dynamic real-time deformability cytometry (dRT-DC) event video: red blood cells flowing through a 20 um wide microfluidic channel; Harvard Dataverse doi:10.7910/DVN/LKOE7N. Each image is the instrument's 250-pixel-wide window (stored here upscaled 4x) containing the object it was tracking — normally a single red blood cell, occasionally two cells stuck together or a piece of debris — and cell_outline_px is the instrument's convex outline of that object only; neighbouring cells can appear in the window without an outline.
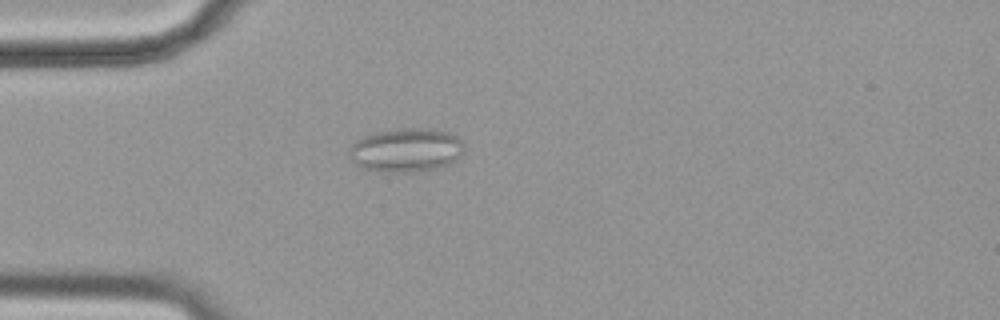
{"species": "common noctule bat (a hibernating species)", "species_latin": "Nyctalus noctula", "temperature_condition": "cold", "stored_images_in_passage": 51, "camera_frame_rate_fps": 3000, "um_per_image_px": 0.085, "animal": {"sex": "female", "body_mass_g": 19.9}, "frame": {"image": 1, "passage_image": 10, "time_ms": 3.0, "image_size_px": [1000, 320], "cell_outline_px": [[464, 152], [460, 156], [448, 164], [440, 168], [412, 172], [380, 172], [360, 168], [352, 160], [348, 152], [348, 148], [360, 136], [376, 132], [396, 128], [424, 128], [448, 132], [456, 136], [464, 144]], "centroid_in_image_um": [34.48, 12.76], "position_along_channel_um": 50.5, "area_um2": 29.77}}
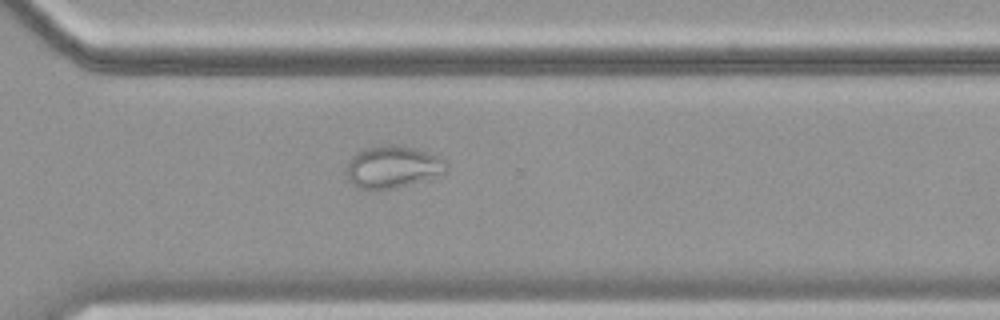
{"frame": {"image": 2, "passage_image": 35, "time_ms": 11.333, "image_size_px": [1000, 320], "cell_outline_px": [[448, 168], [444, 172], [396, 188], [376, 192], [356, 188], [348, 180], [344, 172], [344, 168], [348, 160], [356, 152], [364, 148], [388, 144], [392, 144], [412, 148], [440, 156], [448, 164]], "centroid_in_image_um": [33.26, 14.21], "position_along_channel_um": 337.3, "area_um2": 24.97}}
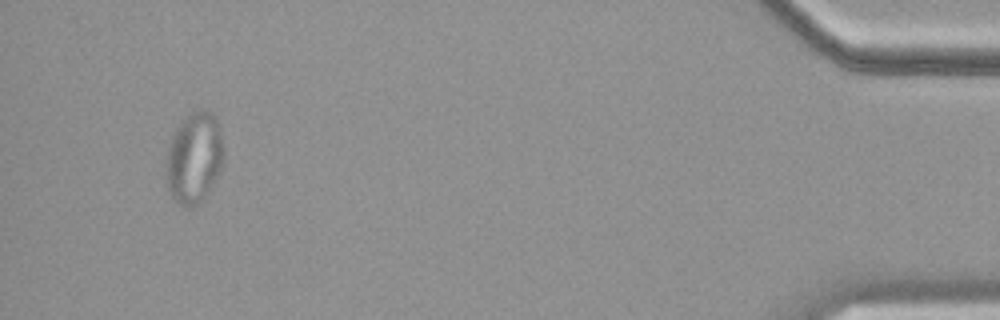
{"frame": {"image": 3, "passage_image": 48, "time_ms": 15.667, "image_size_px": [1000, 320], "cell_outline_px": [[224, 160], [216, 176], [200, 200], [196, 204], [188, 208], [184, 208], [172, 196], [168, 188], [164, 176], [168, 148], [172, 132], [184, 116], [192, 112], [204, 108], [212, 112], [216, 116], [224, 148]], "centroid_in_image_um": [16.47, 13.34], "position_along_channel_um": 418.7, "area_um2": 30.63}, "authors_computed_cell_mechanics": {"area_um2": 26.9926, "velocity_mm_per_s": 3.5731, "shape_relaxation_time_tau1_ms": null, "shape_relaxation_time_tau2_ms": 1.5669, "deformation_change_tau1": null, "deformation_change_tau2": 0.066}}